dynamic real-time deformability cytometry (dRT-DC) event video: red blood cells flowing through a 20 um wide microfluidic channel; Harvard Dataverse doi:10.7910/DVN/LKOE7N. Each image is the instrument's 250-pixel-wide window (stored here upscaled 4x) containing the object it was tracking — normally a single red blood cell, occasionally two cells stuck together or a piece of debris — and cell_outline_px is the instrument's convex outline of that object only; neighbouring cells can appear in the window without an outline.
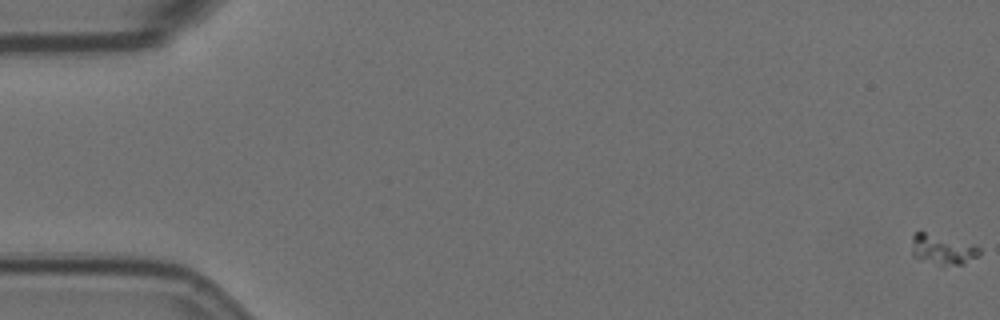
{"species": "Egyptian fruit bat (a non-hibernating species)", "species_latin": "Rousettus aegyptiacus", "temperature_condition": "room temperature", "stored_images_in_passage": 60, "camera_frame_rate_fps": 3000, "um_per_image_px": 0.085, "animal": {"sex": "female"}, "frame": {"image": 1, "passage_image": 1, "time_ms": 0.0, "image_size_px": [1000, 320], "cell_outline_px": [[980, 252], [976, 256], [964, 264], [940, 268], [916, 260], [912, 252], [912, 236], [916, 232], [924, 232], [976, 244], [980, 248]], "centroid_in_image_um": [80.09, 21.27], "position_along_channel_um": 4.9, "area_um2": 12.48}}
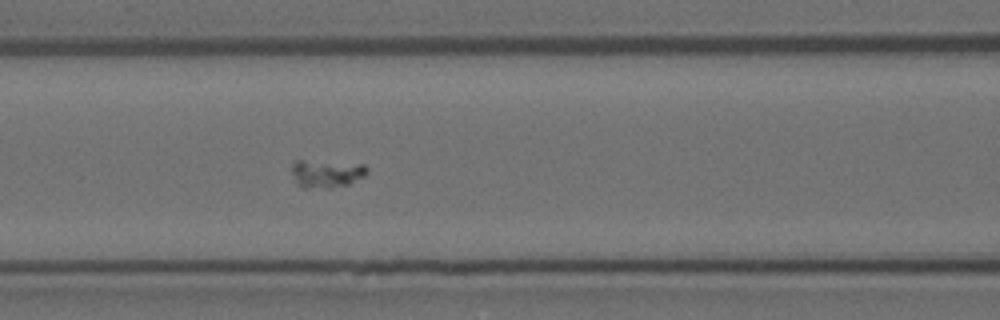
{"frame": {"image": 2, "passage_image": 26, "time_ms": 8.333, "image_size_px": [1000, 320], "cell_outline_px": [[368, 172], [364, 176], [348, 184], [332, 188], [304, 188], [296, 180], [292, 172], [292, 164], [296, 160], [300, 160], [364, 164], [368, 168]], "centroid_in_image_um": [27.78, 14.75], "position_along_channel_um": 138.8, "area_um2": 12.08}}
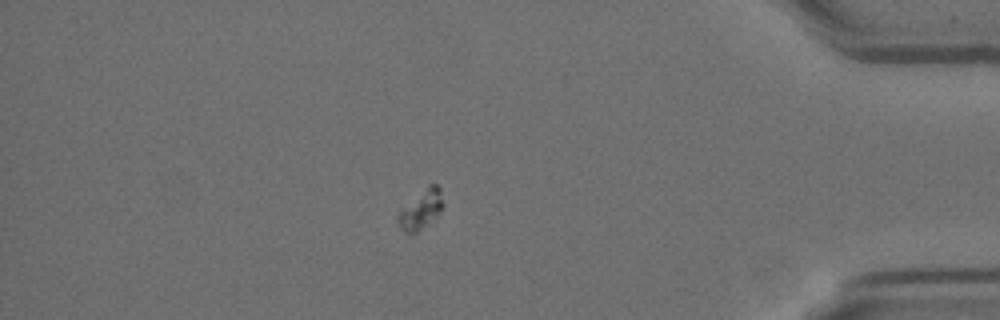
{"frame": {"image": 3, "passage_image": 52, "time_ms": 17.0, "image_size_px": [1000, 320], "cell_outline_px": [[444, 204], [440, 212], [428, 224], [416, 232], [404, 232], [400, 228], [396, 220], [396, 212], [428, 184], [436, 184], [440, 188]], "centroid_in_image_um": [35.75, 17.79], "position_along_channel_um": 399.5, "area_um2": 10.46}}